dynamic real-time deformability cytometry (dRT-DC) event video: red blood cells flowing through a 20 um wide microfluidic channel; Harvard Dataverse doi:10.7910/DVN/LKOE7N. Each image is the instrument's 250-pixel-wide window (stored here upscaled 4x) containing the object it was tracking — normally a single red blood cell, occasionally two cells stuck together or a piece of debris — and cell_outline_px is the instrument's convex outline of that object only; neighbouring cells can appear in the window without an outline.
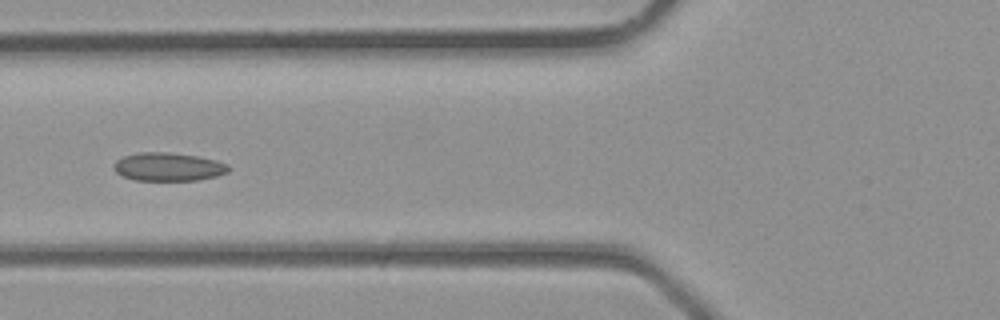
{"species": "common noctule bat (a hibernating species)", "species_latin": "Nyctalus noctula", "temperature_condition": "room temperature", "stored_images_in_passage": 4, "camera_frame_rate_fps": 3000, "um_per_image_px": 0.085, "animal": {"sex": "male", "body_mass_g": 23.1, "forearm_length_mm": 52.7}, "frame": {"image": 1, "passage_image": 4, "time_ms": 1.0, "image_size_px": [1000, 320], "cell_outline_px": [[228, 172], [216, 176], [200, 180], [136, 180], [120, 176], [112, 168], [112, 164], [116, 160], [124, 156], [136, 152], [168, 152], [196, 156], [216, 160], [228, 164]], "centroid_in_image_um": [14.25, 14.18], "position_along_channel_um": 111.5, "area_um2": 19.07}}